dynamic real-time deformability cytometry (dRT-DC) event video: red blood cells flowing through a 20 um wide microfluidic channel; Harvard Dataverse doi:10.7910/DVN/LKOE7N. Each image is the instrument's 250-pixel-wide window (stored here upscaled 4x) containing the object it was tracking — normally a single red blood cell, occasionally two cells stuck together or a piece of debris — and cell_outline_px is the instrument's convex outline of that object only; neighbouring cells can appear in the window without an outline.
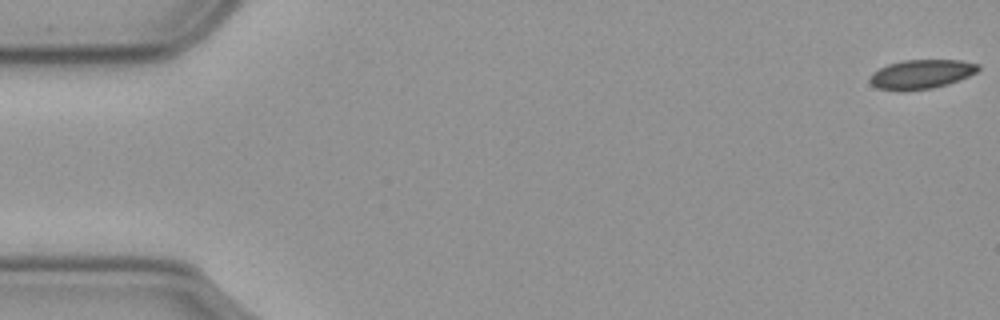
{"species": "common noctule bat (a hibernating species)", "species_latin": "Nyctalus noctula", "temperature_condition": "cold", "stored_images_in_passage": 57, "camera_frame_rate_fps": 3000, "um_per_image_px": 0.085, "animal": {"sex": "male", "body_mass_g": 23.1, "forearm_length_mm": 52.7}, "frame": {"image": 1, "passage_image": 1, "time_ms": 0.0, "image_size_px": [1000, 320], "cell_outline_px": [[980, 68], [976, 72], [960, 80], [948, 84], [932, 88], [876, 88], [868, 80], [872, 72], [888, 64], [904, 60], [960, 60], [980, 64]], "centroid_in_image_um": [78.36, 6.26], "position_along_channel_um": 6.6, "area_um2": 17.86}}
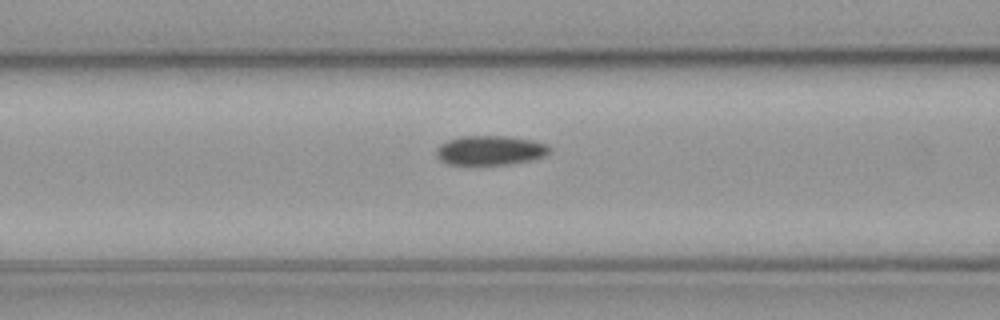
{"frame": {"image": 2, "passage_image": 23, "time_ms": 7.333, "image_size_px": [1000, 320], "cell_outline_px": [[552, 148], [544, 156], [532, 160], [508, 164], [448, 164], [440, 160], [436, 156], [436, 148], [440, 144], [448, 140], [460, 136], [508, 136], [532, 140], [544, 144]], "centroid_in_image_um": [41.64, 12.77], "position_along_channel_um": 125.0, "area_um2": 19.36}}
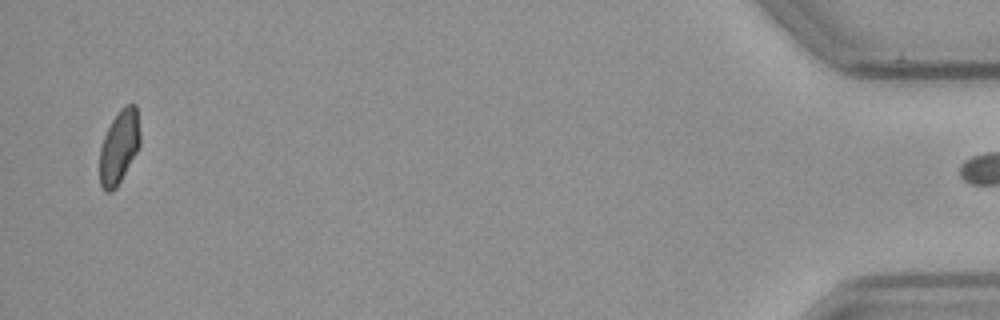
{"frame": {"image": 3, "passage_image": 56, "time_ms": 18.333, "image_size_px": [1000, 320], "cell_outline_px": [[140, 144], [136, 152], [116, 188], [112, 192], [104, 192], [100, 184], [100, 148], [104, 136], [112, 120], [120, 108], [128, 104], [136, 104], [140, 136]], "centroid_in_image_um": [10.11, 12.49], "position_along_channel_um": 425.1, "area_um2": 17.17}}